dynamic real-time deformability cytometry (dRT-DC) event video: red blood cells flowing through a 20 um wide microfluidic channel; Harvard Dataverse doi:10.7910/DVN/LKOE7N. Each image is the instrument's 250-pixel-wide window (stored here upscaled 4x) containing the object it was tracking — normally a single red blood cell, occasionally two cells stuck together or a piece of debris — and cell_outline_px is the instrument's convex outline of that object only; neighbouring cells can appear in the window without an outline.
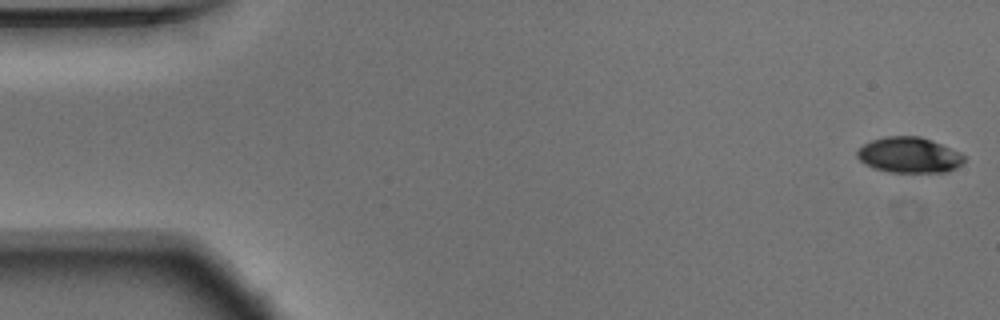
{"species": "Egyptian fruit bat (a non-hibernating species)", "species_latin": "Rousettus aegyptiacus", "temperature_condition": "warm", "stored_images_in_passage": 53, "camera_frame_rate_fps": 3000, "um_per_image_px": 0.085, "animal": {"sex": "male"}, "frame": {"image": 1, "passage_image": 1, "time_ms": 0.0, "image_size_px": [1000, 320], "cell_outline_px": [[964, 160], [956, 168], [948, 172], [888, 172], [872, 168], [864, 164], [856, 156], [856, 152], [864, 144], [872, 140], [884, 136], [920, 136], [932, 140], [960, 152], [964, 156]], "centroid_in_image_um": [77.26, 13.18], "position_along_channel_um": 7.7, "area_um2": 22.31}}
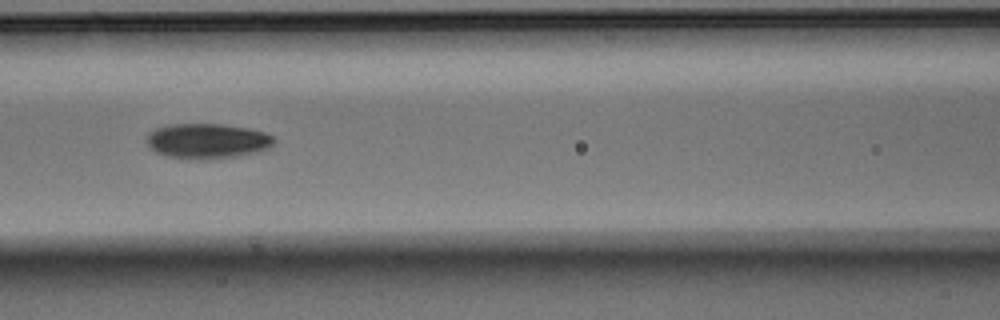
{"frame": {"image": 2, "passage_image": 23, "time_ms": 7.333, "image_size_px": [1000, 320], "cell_outline_px": [[276, 140], [268, 148], [260, 152], [236, 156], [208, 160], [188, 160], [168, 156], [156, 152], [144, 140], [148, 132], [156, 128], [168, 124], [224, 124], [252, 128], [264, 132], [272, 136]], "centroid_in_image_um": [17.61, 11.99], "position_along_channel_um": 149.0, "area_um2": 26.59}}
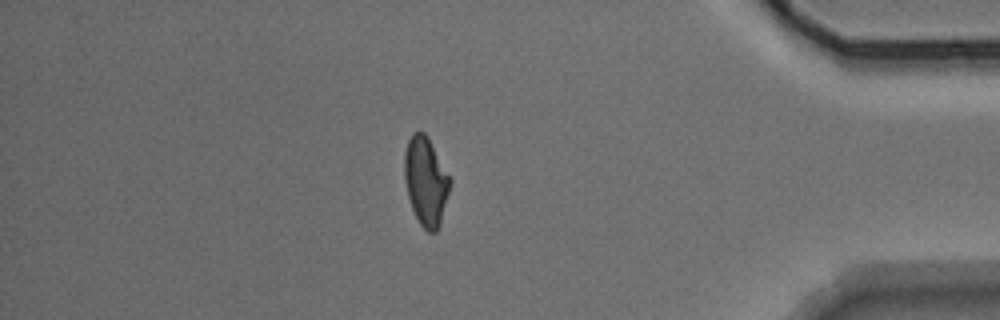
{"frame": {"image": 3, "passage_image": 46, "time_ms": 15.0, "image_size_px": [1000, 320], "cell_outline_px": [[452, 184], [440, 224], [436, 232], [428, 232], [420, 224], [412, 208], [408, 196], [404, 180], [404, 152], [408, 140], [412, 132], [424, 132], [428, 136], [452, 180]], "centroid_in_image_um": [36.2, 15.39], "position_along_channel_um": 399.0, "area_um2": 23.76}, "authors_computed_cell_mechanics": {"area_um2": 23.8714, "velocity_mm_per_s": 3.7539, "shape_relaxation_time_tau1_ms": 4.0446, "shape_relaxation_time_tau2_ms": 5.7726, "deformation_change_tau1": 0.1401, "deformation_change_tau2": 0.1066}}